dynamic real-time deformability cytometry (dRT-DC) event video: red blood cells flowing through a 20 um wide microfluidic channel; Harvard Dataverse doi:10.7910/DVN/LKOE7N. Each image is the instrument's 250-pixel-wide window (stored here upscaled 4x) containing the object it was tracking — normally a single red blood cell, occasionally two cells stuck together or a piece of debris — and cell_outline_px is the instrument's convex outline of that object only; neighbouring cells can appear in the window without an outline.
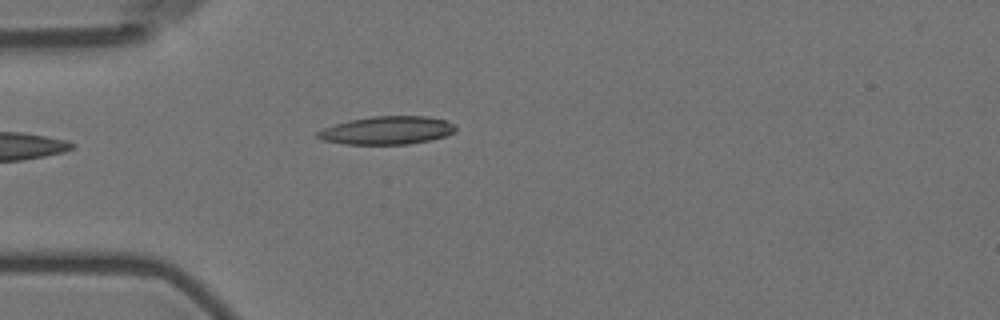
{"species": "Egyptian fruit bat (a non-hibernating species)", "species_latin": "Rousettus aegyptiacus", "temperature_condition": "room temperature", "stored_images_in_passage": 5, "camera_frame_rate_fps": 3000, "um_per_image_px": 0.085, "animal": {"sex": "female"}, "frame": {"image": 1, "passage_image": 5, "time_ms": 4.667, "image_size_px": [1000, 320], "cell_outline_px": [[456, 132], [448, 136], [408, 144], [344, 144], [320, 140], [312, 136], [316, 132], [324, 128], [348, 120], [372, 116], [428, 116], [444, 120], [452, 124], [456, 128]], "centroid_in_image_um": [32.85, 11.08], "position_along_channel_um": 52.1, "area_um2": 22.77}}